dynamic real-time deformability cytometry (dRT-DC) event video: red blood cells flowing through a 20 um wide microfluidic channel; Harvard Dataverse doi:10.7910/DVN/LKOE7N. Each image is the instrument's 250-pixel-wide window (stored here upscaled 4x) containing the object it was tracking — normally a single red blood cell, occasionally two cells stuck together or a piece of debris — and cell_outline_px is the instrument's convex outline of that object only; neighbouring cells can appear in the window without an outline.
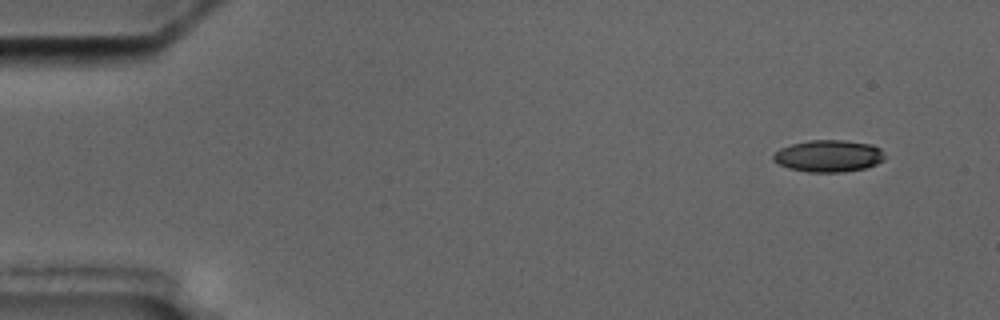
{"species": "common noctule bat (a hibernating species)", "species_latin": "Nyctalus noctula", "temperature_condition": "cold", "stored_images_in_passage": 6, "camera_frame_rate_fps": 3000, "um_per_image_px": 0.085, "animal": {"sex": "male", "body_mass_g": 17.5, "forearm_length_mm": 52.3}, "frame": {"image": 1, "passage_image": 2, "time_ms": 1.0, "image_size_px": [1000, 320], "cell_outline_px": [[884, 160], [876, 164], [864, 168], [844, 172], [808, 172], [788, 168], [772, 160], [772, 156], [780, 148], [792, 144], [808, 140], [844, 140], [872, 144], [880, 148], [884, 156]], "centroid_in_image_um": [70.42, 13.25], "position_along_channel_um": 14.6, "area_um2": 20.75}}
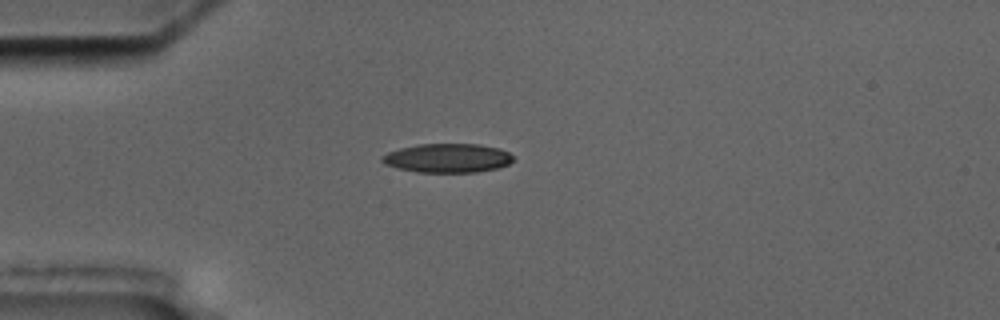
{"frame": {"image": 2, "passage_image": 5, "time_ms": 4.667, "image_size_px": [1000, 320], "cell_outline_px": [[512, 160], [508, 164], [500, 168], [476, 172], [416, 172], [396, 168], [384, 164], [380, 160], [380, 156], [388, 152], [400, 148], [420, 144], [480, 144], [500, 148], [508, 152], [512, 156]], "centroid_in_image_um": [38.02, 13.44], "position_along_channel_um": 47.0, "area_um2": 22.31}}